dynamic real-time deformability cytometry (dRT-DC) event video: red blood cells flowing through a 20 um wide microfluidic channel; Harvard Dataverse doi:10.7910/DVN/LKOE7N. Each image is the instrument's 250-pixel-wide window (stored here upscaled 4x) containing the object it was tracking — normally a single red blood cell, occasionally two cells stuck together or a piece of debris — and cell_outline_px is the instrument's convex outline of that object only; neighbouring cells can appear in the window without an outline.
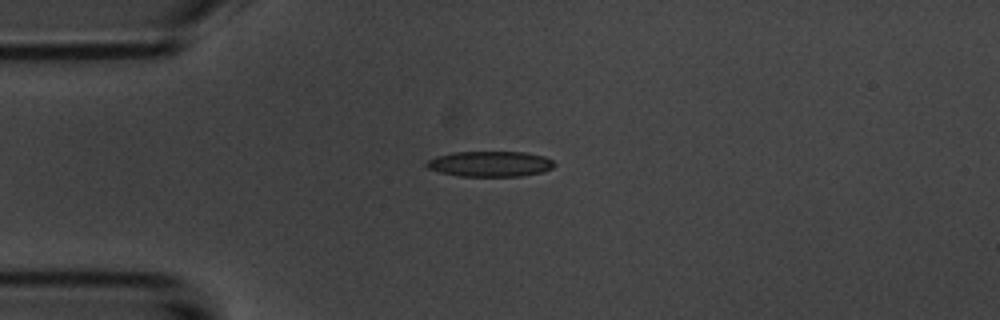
{"species": "common noctule bat (a hibernating species)", "species_latin": "Nyctalus noctula", "temperature_condition": "room temperature", "stored_images_in_passage": 12, "camera_frame_rate_fps": 3000, "um_per_image_px": 0.085, "animal": {"sex": "male", "body_mass_g": 20.1, "forearm_length_mm": 53.5}, "frame": {"image": 1, "passage_image": 1, "time_ms": 0.0, "image_size_px": [1000, 320], "cell_outline_px": [[556, 164], [552, 168], [544, 172], [520, 176], [460, 176], [440, 172], [428, 168], [424, 164], [428, 160], [436, 156], [452, 152], [524, 152], [544, 156], [552, 160]], "centroid_in_image_um": [41.66, 13.93], "position_along_channel_um": 43.3, "area_um2": 19.02}}
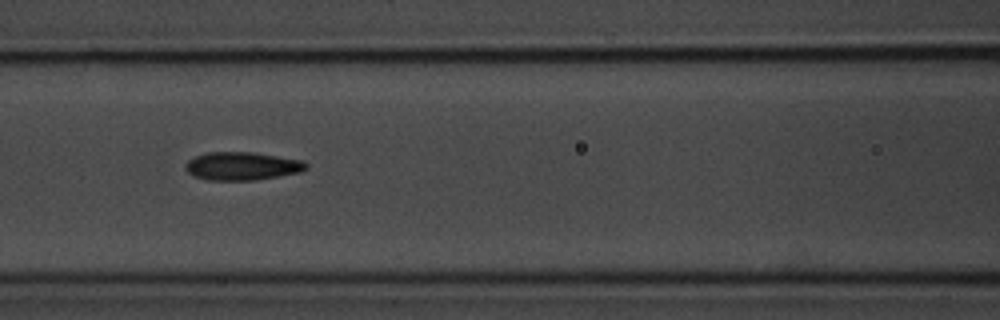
{"frame": {"image": 2, "passage_image": 4, "time_ms": 3.333, "image_size_px": [1000, 320], "cell_outline_px": [[308, 168], [300, 172], [252, 180], [208, 180], [192, 176], [184, 168], [184, 164], [188, 160], [196, 156], [208, 152], [252, 152], [304, 160], [308, 164]], "centroid_in_image_um": [20.56, 14.11], "position_along_channel_um": 146.0, "area_um2": 19.83}}
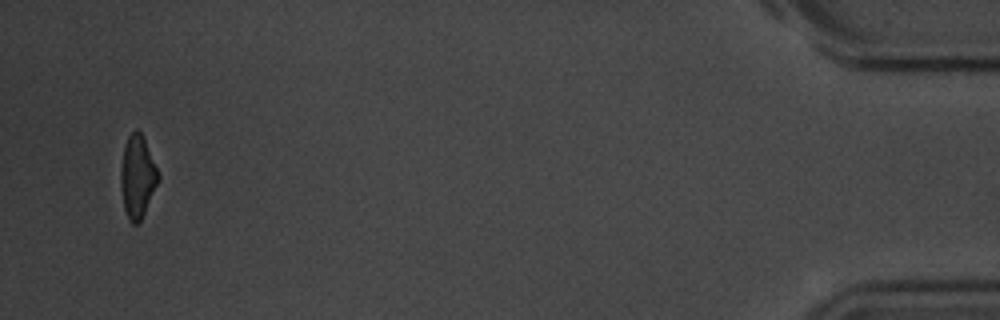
{"frame": {"image": 3, "passage_image": 12, "time_ms": 13.333, "image_size_px": [1000, 320], "cell_outline_px": [[160, 180], [140, 220], [136, 224], [132, 224], [128, 220], [124, 208], [120, 184], [120, 172], [124, 148], [128, 136], [136, 128], [140, 132], [144, 140], [160, 176]], "centroid_in_image_um": [11.67, 15.04], "position_along_channel_um": 423.5, "area_um2": 17.74}, "authors_computed_cell_mechanics": {"area_um2": 19.5942, "velocity_mm_per_s": 3.6116, "shape_relaxation_time_tau1_ms": 3.6459, "shape_relaxation_time_tau2_ms": 1.6032, "deformation_change_tau1": 0.1073, "deformation_change_tau2": 0.0676}}